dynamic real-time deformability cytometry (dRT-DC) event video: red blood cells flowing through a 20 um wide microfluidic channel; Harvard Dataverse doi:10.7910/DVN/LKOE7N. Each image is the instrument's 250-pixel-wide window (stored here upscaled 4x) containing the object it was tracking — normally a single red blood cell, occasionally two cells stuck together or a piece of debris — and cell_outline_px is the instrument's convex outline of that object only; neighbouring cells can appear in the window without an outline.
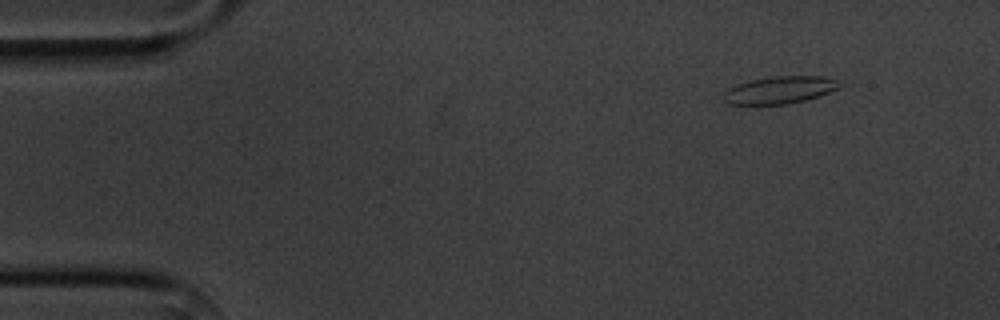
{"species": "common noctule bat (a hibernating species)", "species_latin": "Nyctalus noctula", "temperature_condition": "cold", "stored_images_in_passage": 4, "camera_frame_rate_fps": 3000, "um_per_image_px": 0.085, "animal": {"sex": "male", "body_mass_g": 20.1, "forearm_length_mm": 53.5}, "frame": {"image": 1, "passage_image": 1, "time_ms": 0.0, "image_size_px": [1000, 320], "cell_outline_px": [[840, 88], [804, 100], [788, 104], [728, 104], [724, 100], [724, 92], [728, 88], [736, 84], [752, 80], [776, 76], [820, 76], [836, 80], [840, 84]], "centroid_in_image_um": [66.24, 7.65], "position_along_channel_um": 18.8, "area_um2": 18.15}}
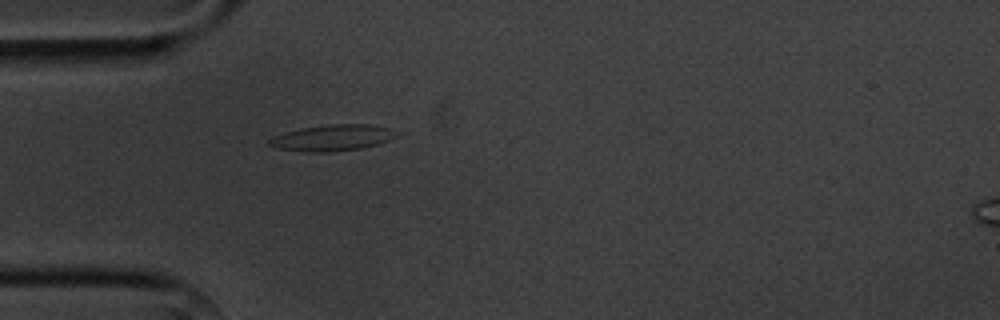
{"frame": {"image": 2, "passage_image": 4, "time_ms": 3.333, "image_size_px": [1000, 320], "cell_outline_px": [[400, 132], [396, 136], [388, 140], [376, 144], [360, 148], [324, 152], [308, 152], [276, 148], [268, 144], [268, 140], [272, 136], [284, 132], [300, 128], [332, 124], [368, 124], [388, 128]], "centroid_in_image_um": [28.21, 11.7], "position_along_channel_um": 56.8, "area_um2": 19.25}}